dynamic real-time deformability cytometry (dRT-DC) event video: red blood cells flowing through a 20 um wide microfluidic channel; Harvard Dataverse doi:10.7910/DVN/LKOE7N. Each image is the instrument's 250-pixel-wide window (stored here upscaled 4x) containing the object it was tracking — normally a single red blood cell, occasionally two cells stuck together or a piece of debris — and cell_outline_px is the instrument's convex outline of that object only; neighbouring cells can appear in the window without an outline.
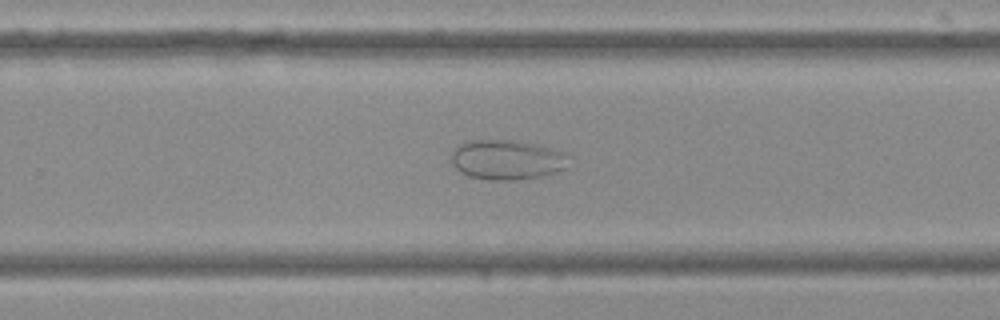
{"species": "Egyptian fruit bat (a non-hibernating species)", "species_latin": "Rousettus aegyptiacus", "temperature_condition": "cold", "stored_images_in_passage": 39, "camera_frame_rate_fps": 3000, "um_per_image_px": 0.085, "frame": {"image": 1, "passage_image": 20, "time_ms": 6.333, "image_size_px": [1000, 320], "cell_outline_px": [[572, 156], [564, 168], [540, 176], [512, 180], [492, 180], [468, 176], [460, 172], [452, 164], [452, 148], [456, 144], [468, 140], [516, 140], [536, 144], [552, 148], [564, 152]], "centroid_in_image_um": [43.05, 13.55], "position_along_channel_um": 286.7, "area_um2": 27.46}}
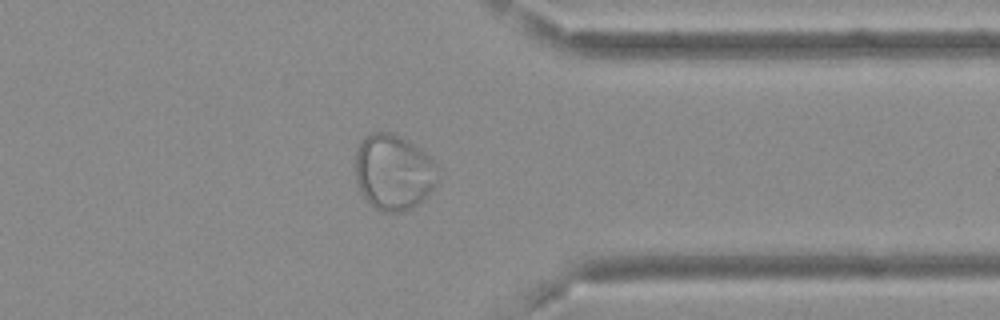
{"frame": {"image": 2, "passage_image": 28, "time_ms": 9.0, "image_size_px": [1000, 320], "cell_outline_px": [[440, 176], [432, 188], [412, 208], [400, 212], [384, 212], [368, 204], [356, 180], [356, 148], [360, 140], [372, 132], [392, 132], [408, 140], [432, 156], [436, 164]], "centroid_in_image_um": [33.45, 14.6], "position_along_channel_um": 377.9, "area_um2": 36.59}}
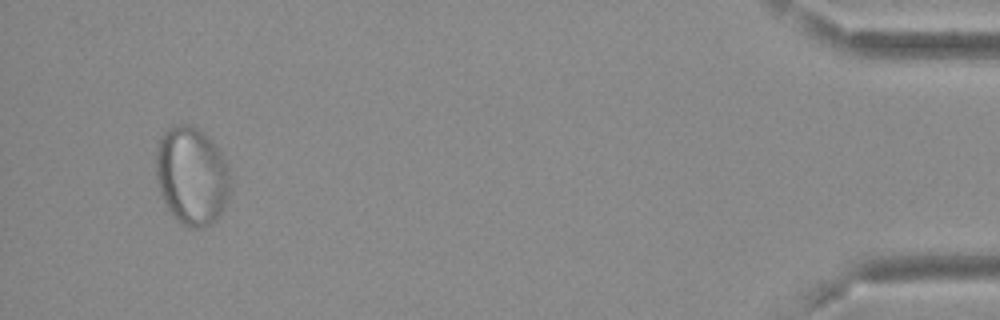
{"frame": {"image": 3, "passage_image": 37, "time_ms": 12.0, "image_size_px": [1000, 320], "cell_outline_px": [[232, 192], [216, 220], [212, 224], [204, 228], [188, 228], [180, 224], [172, 216], [160, 192], [156, 176], [156, 148], [160, 136], [172, 124], [188, 124], [200, 128], [212, 140], [224, 156], [228, 164], [232, 188]], "centroid_in_image_um": [16.32, 14.94], "position_along_channel_um": 418.9, "area_um2": 43.64}}